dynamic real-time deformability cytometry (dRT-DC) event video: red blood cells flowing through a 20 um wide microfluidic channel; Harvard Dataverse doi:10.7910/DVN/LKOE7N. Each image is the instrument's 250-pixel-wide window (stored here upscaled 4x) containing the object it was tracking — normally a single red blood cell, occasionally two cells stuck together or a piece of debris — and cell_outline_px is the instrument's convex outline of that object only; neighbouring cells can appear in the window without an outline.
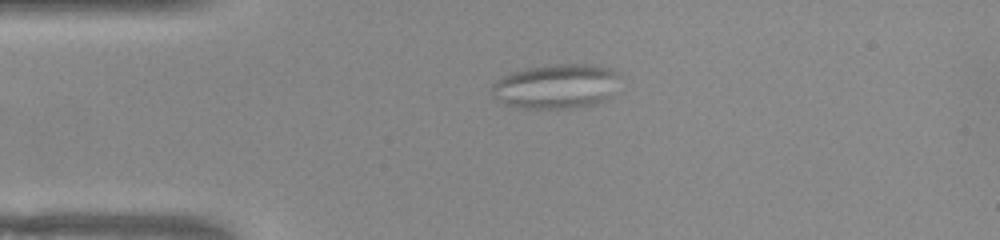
{"species": "common noctule bat (a hibernating species)", "species_latin": "Nyctalus noctula", "temperature_condition": "warm", "stored_images_in_passage": 42, "camera_frame_rate_fps": 3000, "um_per_image_px": 0.085, "animal": {"sex": "female", "body_mass_g": 22.0, "forearm_length_mm": 56.7}, "frame": {"image": 1, "passage_image": 1, "time_ms": 0.0, "image_size_px": [1000, 240], "cell_outline_px": [[620, 76], [612, 96], [596, 104], [572, 108], [524, 108], [504, 104], [492, 96], [492, 84], [496, 80], [512, 72], [524, 68], [552, 64], [592, 64], [608, 68], [616, 72]], "centroid_in_image_um": [47.28, 7.33], "position_along_channel_um": 37.7, "area_um2": 33.47}}
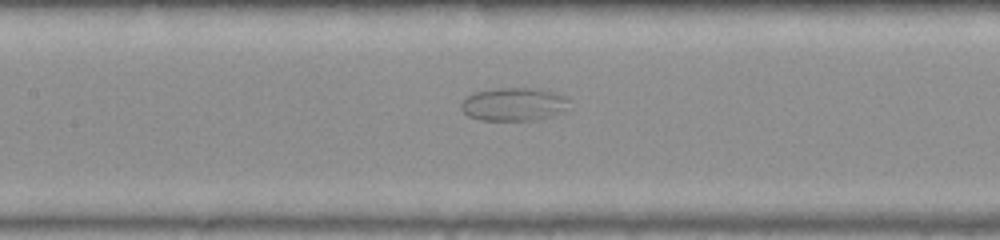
{"frame": {"image": 2, "passage_image": 13, "time_ms": 4.0, "image_size_px": [1000, 240], "cell_outline_px": [[568, 108], [560, 112], [536, 120], [484, 120], [468, 116], [460, 108], [460, 104], [468, 96], [476, 92], [496, 88], [536, 88], [560, 92], [568, 100]], "centroid_in_image_um": [43.69, 8.85], "position_along_channel_um": 163.7, "area_um2": 20.87}}
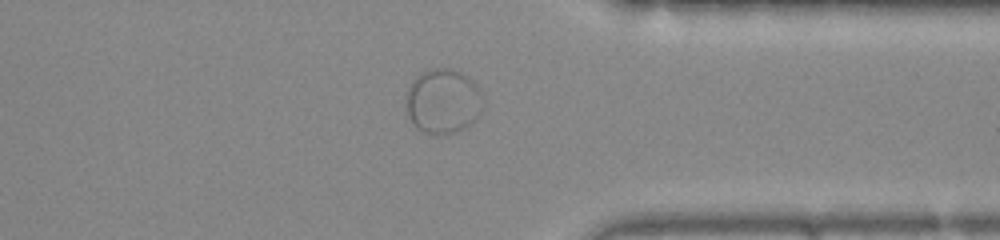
{"frame": {"image": 3, "passage_image": 30, "time_ms": 9.667, "image_size_px": [1000, 240], "cell_outline_px": [[484, 108], [464, 128], [456, 132], [444, 136], [436, 136], [424, 132], [416, 128], [408, 116], [404, 104], [404, 100], [408, 88], [412, 80], [420, 72], [428, 68], [452, 68], [468, 76], [476, 84], [484, 100]], "centroid_in_image_um": [37.62, 8.6], "position_along_channel_um": 373.8, "area_um2": 29.77}}